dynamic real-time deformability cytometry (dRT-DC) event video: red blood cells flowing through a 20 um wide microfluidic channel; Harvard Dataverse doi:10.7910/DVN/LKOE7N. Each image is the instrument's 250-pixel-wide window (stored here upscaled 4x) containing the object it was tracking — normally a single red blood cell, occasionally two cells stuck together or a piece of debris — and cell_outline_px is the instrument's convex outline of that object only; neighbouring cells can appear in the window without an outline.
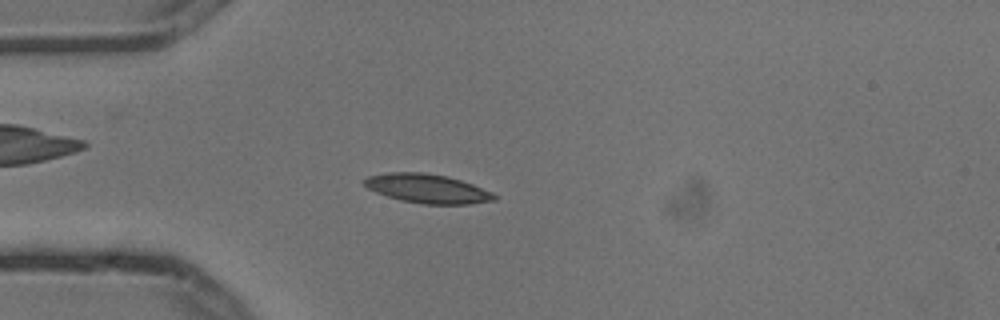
{"species": "common noctule bat (a hibernating species)", "species_latin": "Nyctalus noctula", "temperature_condition": "cold", "stored_images_in_passage": 3, "camera_frame_rate_fps": 3000, "um_per_image_px": 0.085, "animal": {"sex": "male", "body_mass_g": 13.3}, "frame": {"image": 1, "passage_image": 3, "time_ms": 0.667, "image_size_px": [1000, 320], "cell_outline_px": [[496, 200], [472, 204], [424, 204], [400, 200], [376, 192], [368, 188], [360, 180], [368, 176], [384, 172], [424, 172], [448, 176], [472, 184], [492, 192], [496, 196]], "centroid_in_image_um": [36.3, 16.02], "position_along_channel_um": 48.7, "area_um2": 22.14}}